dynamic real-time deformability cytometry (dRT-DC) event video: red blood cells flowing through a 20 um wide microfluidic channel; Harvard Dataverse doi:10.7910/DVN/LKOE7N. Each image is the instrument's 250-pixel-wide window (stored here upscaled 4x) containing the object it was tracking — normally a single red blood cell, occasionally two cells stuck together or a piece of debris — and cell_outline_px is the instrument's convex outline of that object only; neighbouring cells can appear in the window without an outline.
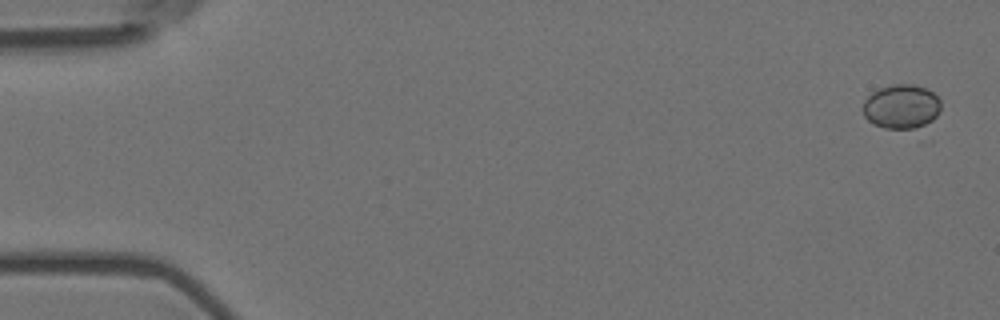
{"species": "Egyptian fruit bat (a non-hibernating species)", "species_latin": "Rousettus aegyptiacus", "temperature_condition": "room temperature", "stored_images_in_passage": 6, "camera_frame_rate_fps": 3000, "um_per_image_px": 0.085, "animal": {"sex": "female"}, "frame": {"image": 1, "passage_image": 1, "time_ms": 0.0, "image_size_px": [1000, 320], "cell_outline_px": [[940, 112], [932, 120], [916, 128], [884, 128], [872, 124], [864, 116], [864, 100], [872, 92], [880, 88], [892, 84], [916, 84], [932, 92], [940, 100]], "centroid_in_image_um": [76.61, 9.05], "position_along_channel_um": 8.4, "area_um2": 20.0}}
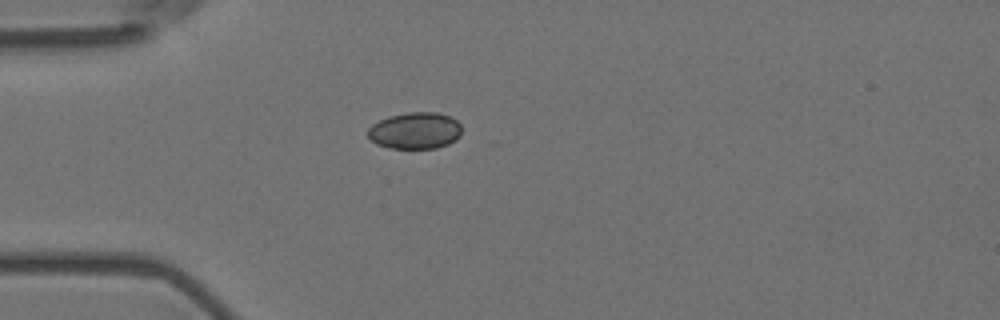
{"frame": {"image": 2, "passage_image": 5, "time_ms": 1.333, "image_size_px": [1000, 320], "cell_outline_px": [[460, 136], [456, 140], [448, 144], [436, 148], [388, 148], [376, 144], [368, 136], [368, 128], [372, 124], [388, 116], [408, 112], [436, 112], [448, 116], [456, 120], [460, 124]], "centroid_in_image_um": [35.27, 11.1], "position_along_channel_um": 49.7, "area_um2": 20.06}}